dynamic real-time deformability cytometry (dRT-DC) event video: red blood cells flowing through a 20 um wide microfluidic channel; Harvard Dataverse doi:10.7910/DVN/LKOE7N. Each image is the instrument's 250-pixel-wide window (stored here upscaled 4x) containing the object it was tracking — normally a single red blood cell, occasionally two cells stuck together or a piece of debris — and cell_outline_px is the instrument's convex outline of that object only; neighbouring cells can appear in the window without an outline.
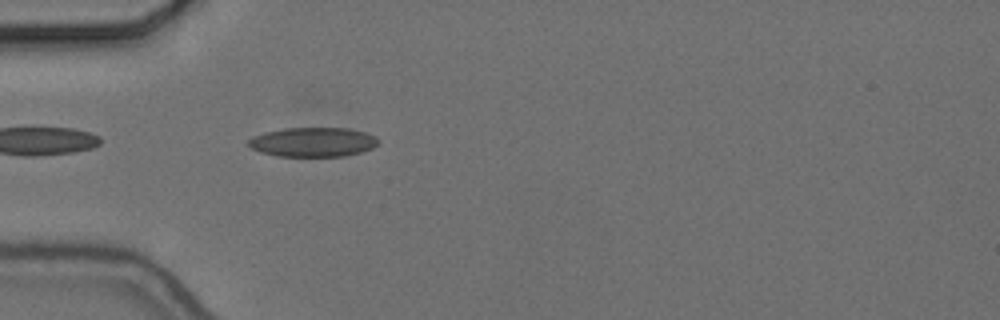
{"species": "common noctule bat (a hibernating species)", "species_latin": "Nyctalus noctula", "temperature_condition": "cold", "stored_images_in_passage": 24, "camera_frame_rate_fps": 3000, "um_per_image_px": 0.085, "animal": {"sex": "female", "body_mass_g": 24.6, "forearm_length_mm": 56.2}, "frame": {"image": 1, "passage_image": 1, "time_ms": 0.0, "image_size_px": [1000, 320], "cell_outline_px": [[380, 144], [372, 148], [360, 152], [344, 156], [276, 156], [260, 152], [252, 148], [248, 144], [248, 140], [252, 136], [264, 132], [284, 128], [348, 128], [364, 132], [376, 136], [380, 140]], "centroid_in_image_um": [26.61, 12.07], "position_along_channel_um": 58.4, "area_um2": 22.37}}
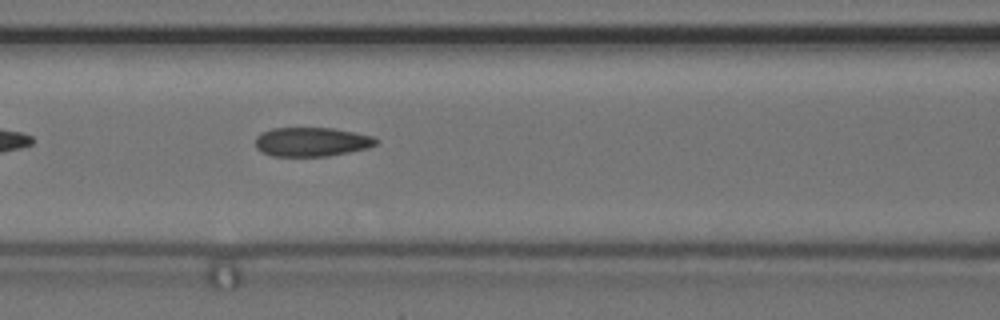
{"frame": {"image": 2, "passage_image": 8, "time_ms": 2.333, "image_size_px": [1000, 320], "cell_outline_px": [[380, 140], [376, 144], [368, 148], [328, 156], [272, 156], [260, 152], [256, 148], [256, 136], [260, 132], [272, 128], [332, 128], [372, 136]], "centroid_in_image_um": [26.45, 12.06], "position_along_channel_um": 140.1, "area_um2": 20.52}}
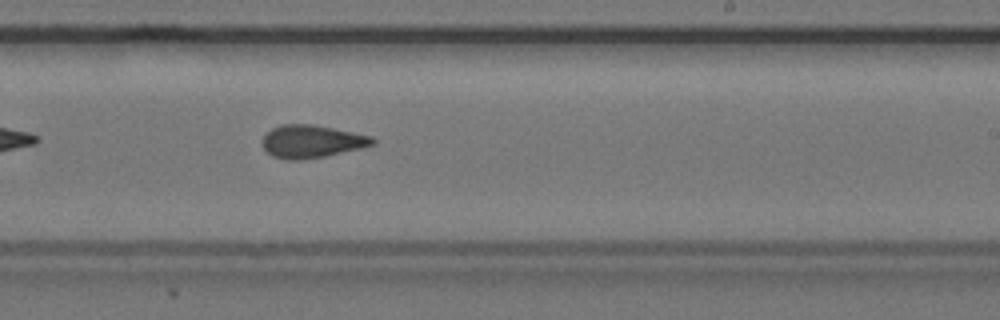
{"frame": {"image": 3, "passage_image": 18, "time_ms": 5.667, "image_size_px": [1000, 320], "cell_outline_px": [[376, 144], [360, 148], [324, 156], [300, 160], [288, 160], [272, 156], [264, 148], [260, 140], [272, 128], [284, 124], [312, 124], [372, 136], [376, 140]], "centroid_in_image_um": [26.48, 12.02], "position_along_channel_um": 262.5, "area_um2": 20.92}}